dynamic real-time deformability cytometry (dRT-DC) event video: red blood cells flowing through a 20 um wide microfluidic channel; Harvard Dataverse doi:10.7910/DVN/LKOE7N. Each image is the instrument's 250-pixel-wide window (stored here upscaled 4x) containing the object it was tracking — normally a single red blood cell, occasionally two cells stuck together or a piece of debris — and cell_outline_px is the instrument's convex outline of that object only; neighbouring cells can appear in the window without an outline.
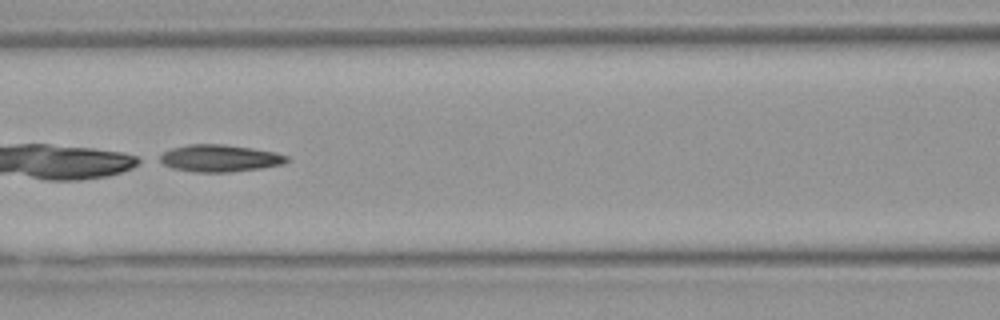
{"species": "Egyptian fruit bat (a non-hibernating species)", "species_latin": "Rousettus aegyptiacus", "temperature_condition": "warm", "stored_images_in_passage": 27, "camera_frame_rate_fps": 3000, "um_per_image_px": 0.085, "animal": {"sex": "female"}, "frame": {"image": 1, "passage_image": 12, "time_ms": 3.667, "image_size_px": [1000, 320], "cell_outline_px": [[288, 160], [284, 164], [260, 168], [232, 172], [196, 172], [172, 168], [156, 160], [156, 156], [172, 148], [188, 144], [224, 144], [252, 148], [276, 152], [288, 156]], "centroid_in_image_um": [18.64, 13.45], "position_along_channel_um": 148.0, "area_um2": 20.23}}